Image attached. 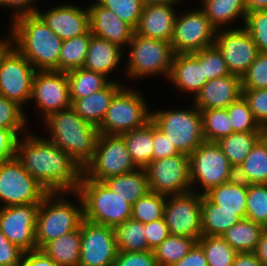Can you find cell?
I'll use <instances>...</instances> for the list:
<instances>
[{"label":"cell","mask_w":267,"mask_h":266,"mask_svg":"<svg viewBox=\"0 0 267 266\" xmlns=\"http://www.w3.org/2000/svg\"><path fill=\"white\" fill-rule=\"evenodd\" d=\"M26 134L18 138L15 153L23 168L48 192L75 194L83 175L80 165L49 140Z\"/></svg>","instance_id":"1"},{"label":"cell","mask_w":267,"mask_h":266,"mask_svg":"<svg viewBox=\"0 0 267 266\" xmlns=\"http://www.w3.org/2000/svg\"><path fill=\"white\" fill-rule=\"evenodd\" d=\"M20 266H59L41 249L25 251Z\"/></svg>","instance_id":"56"},{"label":"cell","mask_w":267,"mask_h":266,"mask_svg":"<svg viewBox=\"0 0 267 266\" xmlns=\"http://www.w3.org/2000/svg\"><path fill=\"white\" fill-rule=\"evenodd\" d=\"M242 96L248 102L249 108L259 125L267 129V88L242 89Z\"/></svg>","instance_id":"50"},{"label":"cell","mask_w":267,"mask_h":266,"mask_svg":"<svg viewBox=\"0 0 267 266\" xmlns=\"http://www.w3.org/2000/svg\"><path fill=\"white\" fill-rule=\"evenodd\" d=\"M114 233L118 251L142 252L149 250L144 223L130 218L115 226Z\"/></svg>","instance_id":"38"},{"label":"cell","mask_w":267,"mask_h":266,"mask_svg":"<svg viewBox=\"0 0 267 266\" xmlns=\"http://www.w3.org/2000/svg\"><path fill=\"white\" fill-rule=\"evenodd\" d=\"M151 121L180 153L190 155L205 141L201 111L195 105L191 110L151 112Z\"/></svg>","instance_id":"6"},{"label":"cell","mask_w":267,"mask_h":266,"mask_svg":"<svg viewBox=\"0 0 267 266\" xmlns=\"http://www.w3.org/2000/svg\"><path fill=\"white\" fill-rule=\"evenodd\" d=\"M248 184L238 180H232L212 187L205 195L215 204L220 205L221 209L228 211H246Z\"/></svg>","instance_id":"31"},{"label":"cell","mask_w":267,"mask_h":266,"mask_svg":"<svg viewBox=\"0 0 267 266\" xmlns=\"http://www.w3.org/2000/svg\"><path fill=\"white\" fill-rule=\"evenodd\" d=\"M122 48L92 34L83 68L108 75L119 65Z\"/></svg>","instance_id":"27"},{"label":"cell","mask_w":267,"mask_h":266,"mask_svg":"<svg viewBox=\"0 0 267 266\" xmlns=\"http://www.w3.org/2000/svg\"><path fill=\"white\" fill-rule=\"evenodd\" d=\"M36 100L46 119L51 114L71 108L69 81L66 72L36 71L32 81L31 100Z\"/></svg>","instance_id":"17"},{"label":"cell","mask_w":267,"mask_h":266,"mask_svg":"<svg viewBox=\"0 0 267 266\" xmlns=\"http://www.w3.org/2000/svg\"><path fill=\"white\" fill-rule=\"evenodd\" d=\"M80 227L48 242L41 250L59 266H79Z\"/></svg>","instance_id":"32"},{"label":"cell","mask_w":267,"mask_h":266,"mask_svg":"<svg viewBox=\"0 0 267 266\" xmlns=\"http://www.w3.org/2000/svg\"><path fill=\"white\" fill-rule=\"evenodd\" d=\"M191 184L199 182L203 195L235 178V170L216 142L204 141L189 155Z\"/></svg>","instance_id":"11"},{"label":"cell","mask_w":267,"mask_h":266,"mask_svg":"<svg viewBox=\"0 0 267 266\" xmlns=\"http://www.w3.org/2000/svg\"><path fill=\"white\" fill-rule=\"evenodd\" d=\"M264 133L265 131L234 132L216 143L236 171Z\"/></svg>","instance_id":"30"},{"label":"cell","mask_w":267,"mask_h":266,"mask_svg":"<svg viewBox=\"0 0 267 266\" xmlns=\"http://www.w3.org/2000/svg\"><path fill=\"white\" fill-rule=\"evenodd\" d=\"M113 266H158L152 250L142 252L118 251Z\"/></svg>","instance_id":"51"},{"label":"cell","mask_w":267,"mask_h":266,"mask_svg":"<svg viewBox=\"0 0 267 266\" xmlns=\"http://www.w3.org/2000/svg\"><path fill=\"white\" fill-rule=\"evenodd\" d=\"M11 47L10 42L7 40H0V59L4 55V53Z\"/></svg>","instance_id":"63"},{"label":"cell","mask_w":267,"mask_h":266,"mask_svg":"<svg viewBox=\"0 0 267 266\" xmlns=\"http://www.w3.org/2000/svg\"><path fill=\"white\" fill-rule=\"evenodd\" d=\"M79 266H113L117 255L114 228L83 219Z\"/></svg>","instance_id":"16"},{"label":"cell","mask_w":267,"mask_h":266,"mask_svg":"<svg viewBox=\"0 0 267 266\" xmlns=\"http://www.w3.org/2000/svg\"><path fill=\"white\" fill-rule=\"evenodd\" d=\"M138 91L122 87L114 96L98 130L106 135H121L145 126L151 112Z\"/></svg>","instance_id":"7"},{"label":"cell","mask_w":267,"mask_h":266,"mask_svg":"<svg viewBox=\"0 0 267 266\" xmlns=\"http://www.w3.org/2000/svg\"><path fill=\"white\" fill-rule=\"evenodd\" d=\"M77 192L83 200L84 219L110 227L131 218L132 205L104 182L82 175Z\"/></svg>","instance_id":"4"},{"label":"cell","mask_w":267,"mask_h":266,"mask_svg":"<svg viewBox=\"0 0 267 266\" xmlns=\"http://www.w3.org/2000/svg\"><path fill=\"white\" fill-rule=\"evenodd\" d=\"M216 29L202 9L176 16L171 45L175 54L195 53L214 45Z\"/></svg>","instance_id":"15"},{"label":"cell","mask_w":267,"mask_h":266,"mask_svg":"<svg viewBox=\"0 0 267 266\" xmlns=\"http://www.w3.org/2000/svg\"><path fill=\"white\" fill-rule=\"evenodd\" d=\"M235 177L247 184H267V134L257 141L240 167Z\"/></svg>","instance_id":"28"},{"label":"cell","mask_w":267,"mask_h":266,"mask_svg":"<svg viewBox=\"0 0 267 266\" xmlns=\"http://www.w3.org/2000/svg\"><path fill=\"white\" fill-rule=\"evenodd\" d=\"M18 138L12 130L0 128V163L15 156Z\"/></svg>","instance_id":"55"},{"label":"cell","mask_w":267,"mask_h":266,"mask_svg":"<svg viewBox=\"0 0 267 266\" xmlns=\"http://www.w3.org/2000/svg\"><path fill=\"white\" fill-rule=\"evenodd\" d=\"M35 72L33 65L11 46L0 59V95L22 107L31 99Z\"/></svg>","instance_id":"13"},{"label":"cell","mask_w":267,"mask_h":266,"mask_svg":"<svg viewBox=\"0 0 267 266\" xmlns=\"http://www.w3.org/2000/svg\"><path fill=\"white\" fill-rule=\"evenodd\" d=\"M144 169L150 192L169 196L186 193L193 188L189 155L184 153L151 161Z\"/></svg>","instance_id":"12"},{"label":"cell","mask_w":267,"mask_h":266,"mask_svg":"<svg viewBox=\"0 0 267 266\" xmlns=\"http://www.w3.org/2000/svg\"><path fill=\"white\" fill-rule=\"evenodd\" d=\"M23 108L16 102L0 95V128L12 130L17 136L27 122Z\"/></svg>","instance_id":"47"},{"label":"cell","mask_w":267,"mask_h":266,"mask_svg":"<svg viewBox=\"0 0 267 266\" xmlns=\"http://www.w3.org/2000/svg\"><path fill=\"white\" fill-rule=\"evenodd\" d=\"M242 89L267 88V53H258L247 72L241 77Z\"/></svg>","instance_id":"49"},{"label":"cell","mask_w":267,"mask_h":266,"mask_svg":"<svg viewBox=\"0 0 267 266\" xmlns=\"http://www.w3.org/2000/svg\"><path fill=\"white\" fill-rule=\"evenodd\" d=\"M128 45L131 51L126 69L130 77L140 78L159 73L169 78L175 55L170 42L143 37L134 32Z\"/></svg>","instance_id":"9"},{"label":"cell","mask_w":267,"mask_h":266,"mask_svg":"<svg viewBox=\"0 0 267 266\" xmlns=\"http://www.w3.org/2000/svg\"><path fill=\"white\" fill-rule=\"evenodd\" d=\"M233 132L265 131L255 120L248 102L241 96L227 108Z\"/></svg>","instance_id":"44"},{"label":"cell","mask_w":267,"mask_h":266,"mask_svg":"<svg viewBox=\"0 0 267 266\" xmlns=\"http://www.w3.org/2000/svg\"><path fill=\"white\" fill-rule=\"evenodd\" d=\"M172 196V197H171ZM202 192L193 190L170 195L164 207V220L171 235L198 239L203 235L201 226Z\"/></svg>","instance_id":"14"},{"label":"cell","mask_w":267,"mask_h":266,"mask_svg":"<svg viewBox=\"0 0 267 266\" xmlns=\"http://www.w3.org/2000/svg\"><path fill=\"white\" fill-rule=\"evenodd\" d=\"M166 195L149 192L132 205L131 218L141 223H150L164 216Z\"/></svg>","instance_id":"42"},{"label":"cell","mask_w":267,"mask_h":266,"mask_svg":"<svg viewBox=\"0 0 267 266\" xmlns=\"http://www.w3.org/2000/svg\"><path fill=\"white\" fill-rule=\"evenodd\" d=\"M40 203L0 208V230L21 250L37 249L36 222Z\"/></svg>","instance_id":"18"},{"label":"cell","mask_w":267,"mask_h":266,"mask_svg":"<svg viewBox=\"0 0 267 266\" xmlns=\"http://www.w3.org/2000/svg\"><path fill=\"white\" fill-rule=\"evenodd\" d=\"M246 218V211H228L213 203L205 194L201 201L202 234L222 236L225 231Z\"/></svg>","instance_id":"26"},{"label":"cell","mask_w":267,"mask_h":266,"mask_svg":"<svg viewBox=\"0 0 267 266\" xmlns=\"http://www.w3.org/2000/svg\"><path fill=\"white\" fill-rule=\"evenodd\" d=\"M122 135L100 133L93 158L83 168V176L103 182L105 179L136 170Z\"/></svg>","instance_id":"8"},{"label":"cell","mask_w":267,"mask_h":266,"mask_svg":"<svg viewBox=\"0 0 267 266\" xmlns=\"http://www.w3.org/2000/svg\"><path fill=\"white\" fill-rule=\"evenodd\" d=\"M232 266H261L253 252H238Z\"/></svg>","instance_id":"59"},{"label":"cell","mask_w":267,"mask_h":266,"mask_svg":"<svg viewBox=\"0 0 267 266\" xmlns=\"http://www.w3.org/2000/svg\"><path fill=\"white\" fill-rule=\"evenodd\" d=\"M247 14L267 10V0H245Z\"/></svg>","instance_id":"61"},{"label":"cell","mask_w":267,"mask_h":266,"mask_svg":"<svg viewBox=\"0 0 267 266\" xmlns=\"http://www.w3.org/2000/svg\"><path fill=\"white\" fill-rule=\"evenodd\" d=\"M197 243L195 239L169 235L153 250L158 266H171L185 257Z\"/></svg>","instance_id":"39"},{"label":"cell","mask_w":267,"mask_h":266,"mask_svg":"<svg viewBox=\"0 0 267 266\" xmlns=\"http://www.w3.org/2000/svg\"><path fill=\"white\" fill-rule=\"evenodd\" d=\"M216 31L214 45L219 49L232 75L240 78L259 53L256 43L243 28Z\"/></svg>","instance_id":"19"},{"label":"cell","mask_w":267,"mask_h":266,"mask_svg":"<svg viewBox=\"0 0 267 266\" xmlns=\"http://www.w3.org/2000/svg\"><path fill=\"white\" fill-rule=\"evenodd\" d=\"M246 219L267 228V184H248Z\"/></svg>","instance_id":"43"},{"label":"cell","mask_w":267,"mask_h":266,"mask_svg":"<svg viewBox=\"0 0 267 266\" xmlns=\"http://www.w3.org/2000/svg\"><path fill=\"white\" fill-rule=\"evenodd\" d=\"M201 115L205 141L217 142L234 133L226 108L201 110Z\"/></svg>","instance_id":"41"},{"label":"cell","mask_w":267,"mask_h":266,"mask_svg":"<svg viewBox=\"0 0 267 266\" xmlns=\"http://www.w3.org/2000/svg\"><path fill=\"white\" fill-rule=\"evenodd\" d=\"M191 54L200 65H203V72L207 81L231 75L221 52L215 45Z\"/></svg>","instance_id":"45"},{"label":"cell","mask_w":267,"mask_h":266,"mask_svg":"<svg viewBox=\"0 0 267 266\" xmlns=\"http://www.w3.org/2000/svg\"><path fill=\"white\" fill-rule=\"evenodd\" d=\"M75 193L80 198V208L64 198L54 200V195L61 192H49L41 201L35 231L37 249H42L48 242L80 227L84 219L83 200L77 191Z\"/></svg>","instance_id":"5"},{"label":"cell","mask_w":267,"mask_h":266,"mask_svg":"<svg viewBox=\"0 0 267 266\" xmlns=\"http://www.w3.org/2000/svg\"><path fill=\"white\" fill-rule=\"evenodd\" d=\"M90 31L93 35L101 37L121 47L129 44L135 30L122 21L110 9L102 6L98 1L90 5Z\"/></svg>","instance_id":"22"},{"label":"cell","mask_w":267,"mask_h":266,"mask_svg":"<svg viewBox=\"0 0 267 266\" xmlns=\"http://www.w3.org/2000/svg\"><path fill=\"white\" fill-rule=\"evenodd\" d=\"M171 266H208V262L204 250L196 243L185 257Z\"/></svg>","instance_id":"57"},{"label":"cell","mask_w":267,"mask_h":266,"mask_svg":"<svg viewBox=\"0 0 267 266\" xmlns=\"http://www.w3.org/2000/svg\"><path fill=\"white\" fill-rule=\"evenodd\" d=\"M32 1L34 0H0V6L14 7L17 9V14L15 15L16 19L20 16L36 14L38 9L31 7L30 4Z\"/></svg>","instance_id":"58"},{"label":"cell","mask_w":267,"mask_h":266,"mask_svg":"<svg viewBox=\"0 0 267 266\" xmlns=\"http://www.w3.org/2000/svg\"><path fill=\"white\" fill-rule=\"evenodd\" d=\"M203 3L202 10L216 30L241 15L245 21L247 16L245 0H203Z\"/></svg>","instance_id":"36"},{"label":"cell","mask_w":267,"mask_h":266,"mask_svg":"<svg viewBox=\"0 0 267 266\" xmlns=\"http://www.w3.org/2000/svg\"><path fill=\"white\" fill-rule=\"evenodd\" d=\"M131 159L137 168H145L153 161V122L121 134Z\"/></svg>","instance_id":"33"},{"label":"cell","mask_w":267,"mask_h":266,"mask_svg":"<svg viewBox=\"0 0 267 266\" xmlns=\"http://www.w3.org/2000/svg\"><path fill=\"white\" fill-rule=\"evenodd\" d=\"M173 5L174 3L143 6L135 33L143 37L171 42L176 19Z\"/></svg>","instance_id":"23"},{"label":"cell","mask_w":267,"mask_h":266,"mask_svg":"<svg viewBox=\"0 0 267 266\" xmlns=\"http://www.w3.org/2000/svg\"><path fill=\"white\" fill-rule=\"evenodd\" d=\"M45 122L51 131L48 140L83 169L96 151L98 127L84 121L72 108L51 114Z\"/></svg>","instance_id":"3"},{"label":"cell","mask_w":267,"mask_h":266,"mask_svg":"<svg viewBox=\"0 0 267 266\" xmlns=\"http://www.w3.org/2000/svg\"><path fill=\"white\" fill-rule=\"evenodd\" d=\"M122 88L117 81H111L105 88L93 94L76 99L71 108L91 125L99 127L103 121L113 96Z\"/></svg>","instance_id":"24"},{"label":"cell","mask_w":267,"mask_h":266,"mask_svg":"<svg viewBox=\"0 0 267 266\" xmlns=\"http://www.w3.org/2000/svg\"><path fill=\"white\" fill-rule=\"evenodd\" d=\"M179 90L196 94L207 82L203 65L191 54H175L169 76Z\"/></svg>","instance_id":"25"},{"label":"cell","mask_w":267,"mask_h":266,"mask_svg":"<svg viewBox=\"0 0 267 266\" xmlns=\"http://www.w3.org/2000/svg\"><path fill=\"white\" fill-rule=\"evenodd\" d=\"M49 192L14 156L0 163V200L2 207L41 203Z\"/></svg>","instance_id":"10"},{"label":"cell","mask_w":267,"mask_h":266,"mask_svg":"<svg viewBox=\"0 0 267 266\" xmlns=\"http://www.w3.org/2000/svg\"><path fill=\"white\" fill-rule=\"evenodd\" d=\"M197 243L205 252L208 266H232L238 253L222 236L202 235Z\"/></svg>","instance_id":"40"},{"label":"cell","mask_w":267,"mask_h":266,"mask_svg":"<svg viewBox=\"0 0 267 266\" xmlns=\"http://www.w3.org/2000/svg\"><path fill=\"white\" fill-rule=\"evenodd\" d=\"M102 6L110 9L122 21L134 30L139 23L143 4L141 0H97Z\"/></svg>","instance_id":"46"},{"label":"cell","mask_w":267,"mask_h":266,"mask_svg":"<svg viewBox=\"0 0 267 266\" xmlns=\"http://www.w3.org/2000/svg\"><path fill=\"white\" fill-rule=\"evenodd\" d=\"M241 96V78L231 74L208 80L196 94L194 105L200 111L227 108Z\"/></svg>","instance_id":"21"},{"label":"cell","mask_w":267,"mask_h":266,"mask_svg":"<svg viewBox=\"0 0 267 266\" xmlns=\"http://www.w3.org/2000/svg\"><path fill=\"white\" fill-rule=\"evenodd\" d=\"M10 42L38 71H58V57L63 40L37 14L14 19Z\"/></svg>","instance_id":"2"},{"label":"cell","mask_w":267,"mask_h":266,"mask_svg":"<svg viewBox=\"0 0 267 266\" xmlns=\"http://www.w3.org/2000/svg\"><path fill=\"white\" fill-rule=\"evenodd\" d=\"M144 227L148 248L152 251L170 235L164 218L152 221L150 223H144Z\"/></svg>","instance_id":"52"},{"label":"cell","mask_w":267,"mask_h":266,"mask_svg":"<svg viewBox=\"0 0 267 266\" xmlns=\"http://www.w3.org/2000/svg\"><path fill=\"white\" fill-rule=\"evenodd\" d=\"M244 29L256 43L260 53H267V10L247 14Z\"/></svg>","instance_id":"48"},{"label":"cell","mask_w":267,"mask_h":266,"mask_svg":"<svg viewBox=\"0 0 267 266\" xmlns=\"http://www.w3.org/2000/svg\"><path fill=\"white\" fill-rule=\"evenodd\" d=\"M67 77L72 102L102 90L111 82L105 75L83 67L67 72Z\"/></svg>","instance_id":"35"},{"label":"cell","mask_w":267,"mask_h":266,"mask_svg":"<svg viewBox=\"0 0 267 266\" xmlns=\"http://www.w3.org/2000/svg\"><path fill=\"white\" fill-rule=\"evenodd\" d=\"M92 33L67 39L63 41L62 48L58 57V71L69 72L83 67Z\"/></svg>","instance_id":"37"},{"label":"cell","mask_w":267,"mask_h":266,"mask_svg":"<svg viewBox=\"0 0 267 266\" xmlns=\"http://www.w3.org/2000/svg\"><path fill=\"white\" fill-rule=\"evenodd\" d=\"M265 227L249 219H241L222 237L237 252H254Z\"/></svg>","instance_id":"34"},{"label":"cell","mask_w":267,"mask_h":266,"mask_svg":"<svg viewBox=\"0 0 267 266\" xmlns=\"http://www.w3.org/2000/svg\"><path fill=\"white\" fill-rule=\"evenodd\" d=\"M153 161L179 154L180 152L153 123Z\"/></svg>","instance_id":"54"},{"label":"cell","mask_w":267,"mask_h":266,"mask_svg":"<svg viewBox=\"0 0 267 266\" xmlns=\"http://www.w3.org/2000/svg\"><path fill=\"white\" fill-rule=\"evenodd\" d=\"M36 14L63 41L90 31L89 8L82 10L76 6L66 4L45 13L36 11Z\"/></svg>","instance_id":"20"},{"label":"cell","mask_w":267,"mask_h":266,"mask_svg":"<svg viewBox=\"0 0 267 266\" xmlns=\"http://www.w3.org/2000/svg\"><path fill=\"white\" fill-rule=\"evenodd\" d=\"M179 0H141L143 6L151 4H167V3H176Z\"/></svg>","instance_id":"62"},{"label":"cell","mask_w":267,"mask_h":266,"mask_svg":"<svg viewBox=\"0 0 267 266\" xmlns=\"http://www.w3.org/2000/svg\"><path fill=\"white\" fill-rule=\"evenodd\" d=\"M253 253L258 258L261 266H267V228L262 231L260 240Z\"/></svg>","instance_id":"60"},{"label":"cell","mask_w":267,"mask_h":266,"mask_svg":"<svg viewBox=\"0 0 267 266\" xmlns=\"http://www.w3.org/2000/svg\"><path fill=\"white\" fill-rule=\"evenodd\" d=\"M23 253L0 230V266H20Z\"/></svg>","instance_id":"53"},{"label":"cell","mask_w":267,"mask_h":266,"mask_svg":"<svg viewBox=\"0 0 267 266\" xmlns=\"http://www.w3.org/2000/svg\"><path fill=\"white\" fill-rule=\"evenodd\" d=\"M103 182L131 205L150 192L144 168H137L132 172L107 178Z\"/></svg>","instance_id":"29"}]
</instances>
